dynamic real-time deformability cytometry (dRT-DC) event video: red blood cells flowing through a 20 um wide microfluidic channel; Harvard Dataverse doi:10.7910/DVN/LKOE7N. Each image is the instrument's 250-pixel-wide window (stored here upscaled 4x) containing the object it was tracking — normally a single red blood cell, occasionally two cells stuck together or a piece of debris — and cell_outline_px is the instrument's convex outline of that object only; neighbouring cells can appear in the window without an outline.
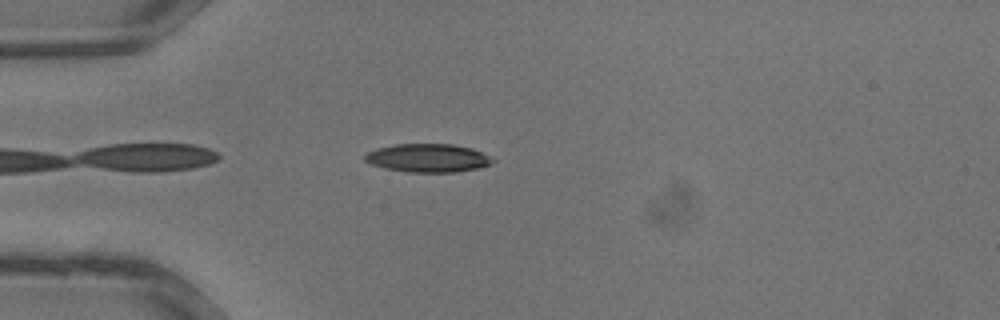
{"species": "common noctule bat (a hibernating species)", "species_latin": "Nyctalus noctula", "temperature_condition": "warm", "stored_images_in_passage": 24, "camera_frame_rate_fps": 3000, "um_per_image_px": 0.085, "animal": {"sex": "male", "body_mass_g": 13.3}, "frame": {"image": 1, "passage_image": 3, "time_ms": 0.667, "image_size_px": [1000, 320], "cell_outline_px": [[496, 160], [480, 168], [456, 172], [408, 172], [384, 168], [372, 164], [364, 160], [364, 156], [368, 152], [376, 148], [396, 144], [452, 144], [472, 148]], "centroid_in_image_um": [36.35, 13.43], "position_along_channel_um": 48.6, "area_um2": 21.04}}
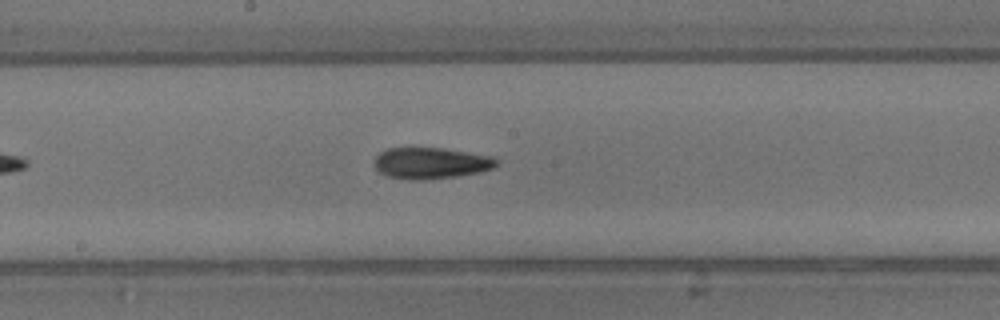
{"frame": {"image": 2, "passage_image": 12, "time_ms": 3.667, "image_size_px": [1000, 320], "cell_outline_px": [[496, 164], [492, 168], [480, 172], [456, 176], [420, 180], [412, 180], [388, 176], [380, 172], [376, 168], [376, 156], [380, 152], [388, 148], [444, 148], [492, 156], [496, 160]], "centroid_in_image_um": [36.62, 13.86], "position_along_channel_um": 211.6, "area_um2": 21.96}}
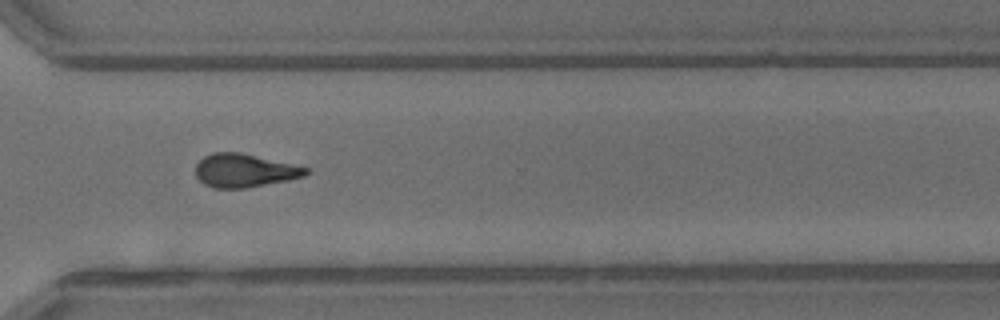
{"frame": {"image": 3, "passage_image": 19, "time_ms": 6.0, "image_size_px": [1000, 320], "cell_outline_px": [[308, 172], [304, 176], [288, 180], [244, 188], [216, 188], [204, 184], [196, 176], [196, 164], [204, 156], [212, 152], [240, 152], [292, 164], [308, 168]], "centroid_in_image_um": [20.75, 14.49], "position_along_channel_um": 349.9, "area_um2": 21.21}}